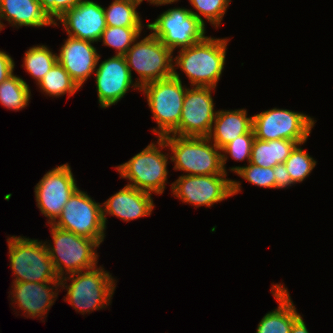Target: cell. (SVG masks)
I'll list each match as a JSON object with an SVG mask.
<instances>
[{"label": "cell", "instance_id": "25", "mask_svg": "<svg viewBox=\"0 0 333 333\" xmlns=\"http://www.w3.org/2000/svg\"><path fill=\"white\" fill-rule=\"evenodd\" d=\"M31 99V89L26 80L14 73L0 83V104L6 109L19 111L26 108Z\"/></svg>", "mask_w": 333, "mask_h": 333}, {"label": "cell", "instance_id": "11", "mask_svg": "<svg viewBox=\"0 0 333 333\" xmlns=\"http://www.w3.org/2000/svg\"><path fill=\"white\" fill-rule=\"evenodd\" d=\"M252 116L255 138L264 141L286 139L306 143L317 122L306 113L277 107Z\"/></svg>", "mask_w": 333, "mask_h": 333}, {"label": "cell", "instance_id": "31", "mask_svg": "<svg viewBox=\"0 0 333 333\" xmlns=\"http://www.w3.org/2000/svg\"><path fill=\"white\" fill-rule=\"evenodd\" d=\"M229 170L247 182L262 188L275 189V175L273 167L264 168L252 163L244 166H233Z\"/></svg>", "mask_w": 333, "mask_h": 333}, {"label": "cell", "instance_id": "26", "mask_svg": "<svg viewBox=\"0 0 333 333\" xmlns=\"http://www.w3.org/2000/svg\"><path fill=\"white\" fill-rule=\"evenodd\" d=\"M40 91L49 97L73 96L81 88L69 73L57 62L37 84Z\"/></svg>", "mask_w": 333, "mask_h": 333}, {"label": "cell", "instance_id": "19", "mask_svg": "<svg viewBox=\"0 0 333 333\" xmlns=\"http://www.w3.org/2000/svg\"><path fill=\"white\" fill-rule=\"evenodd\" d=\"M151 193L125 185L102 204V217L107 228V215L124 222L147 217L152 214L155 204Z\"/></svg>", "mask_w": 333, "mask_h": 333}, {"label": "cell", "instance_id": "8", "mask_svg": "<svg viewBox=\"0 0 333 333\" xmlns=\"http://www.w3.org/2000/svg\"><path fill=\"white\" fill-rule=\"evenodd\" d=\"M227 175H180L170 184L171 192L184 204L209 208L241 192V182Z\"/></svg>", "mask_w": 333, "mask_h": 333}, {"label": "cell", "instance_id": "5", "mask_svg": "<svg viewBox=\"0 0 333 333\" xmlns=\"http://www.w3.org/2000/svg\"><path fill=\"white\" fill-rule=\"evenodd\" d=\"M6 240L12 282H60L44 241L16 235Z\"/></svg>", "mask_w": 333, "mask_h": 333}, {"label": "cell", "instance_id": "24", "mask_svg": "<svg viewBox=\"0 0 333 333\" xmlns=\"http://www.w3.org/2000/svg\"><path fill=\"white\" fill-rule=\"evenodd\" d=\"M142 2V0H114L108 7L103 6L106 26L147 27L142 21L140 12L137 11Z\"/></svg>", "mask_w": 333, "mask_h": 333}, {"label": "cell", "instance_id": "13", "mask_svg": "<svg viewBox=\"0 0 333 333\" xmlns=\"http://www.w3.org/2000/svg\"><path fill=\"white\" fill-rule=\"evenodd\" d=\"M77 182L69 163L57 165L44 174L34 188L36 206L47 218V224H53L78 189Z\"/></svg>", "mask_w": 333, "mask_h": 333}, {"label": "cell", "instance_id": "21", "mask_svg": "<svg viewBox=\"0 0 333 333\" xmlns=\"http://www.w3.org/2000/svg\"><path fill=\"white\" fill-rule=\"evenodd\" d=\"M270 291L278 307L263 316L256 333H290L293 323L301 314L297 312L288 288L283 283L273 284Z\"/></svg>", "mask_w": 333, "mask_h": 333}, {"label": "cell", "instance_id": "35", "mask_svg": "<svg viewBox=\"0 0 333 333\" xmlns=\"http://www.w3.org/2000/svg\"><path fill=\"white\" fill-rule=\"evenodd\" d=\"M15 62L11 55L0 50V83L14 73Z\"/></svg>", "mask_w": 333, "mask_h": 333}, {"label": "cell", "instance_id": "30", "mask_svg": "<svg viewBox=\"0 0 333 333\" xmlns=\"http://www.w3.org/2000/svg\"><path fill=\"white\" fill-rule=\"evenodd\" d=\"M304 144L305 143L297 144L284 162L295 184L302 183L306 180L317 164V161L301 147Z\"/></svg>", "mask_w": 333, "mask_h": 333}, {"label": "cell", "instance_id": "12", "mask_svg": "<svg viewBox=\"0 0 333 333\" xmlns=\"http://www.w3.org/2000/svg\"><path fill=\"white\" fill-rule=\"evenodd\" d=\"M52 225L76 235L96 240L100 245L106 236L102 204L96 202L87 192L79 188L72 194L61 215Z\"/></svg>", "mask_w": 333, "mask_h": 333}, {"label": "cell", "instance_id": "20", "mask_svg": "<svg viewBox=\"0 0 333 333\" xmlns=\"http://www.w3.org/2000/svg\"><path fill=\"white\" fill-rule=\"evenodd\" d=\"M11 27H56L54 18L41 6L38 0H0V24L3 20Z\"/></svg>", "mask_w": 333, "mask_h": 333}, {"label": "cell", "instance_id": "3", "mask_svg": "<svg viewBox=\"0 0 333 333\" xmlns=\"http://www.w3.org/2000/svg\"><path fill=\"white\" fill-rule=\"evenodd\" d=\"M155 142H150L127 162L114 168L120 178L128 179L129 183L126 185L151 194L162 195L168 183L167 164L170 162L168 161L170 152H163V149L167 150V146L162 138L157 137Z\"/></svg>", "mask_w": 333, "mask_h": 333}, {"label": "cell", "instance_id": "10", "mask_svg": "<svg viewBox=\"0 0 333 333\" xmlns=\"http://www.w3.org/2000/svg\"><path fill=\"white\" fill-rule=\"evenodd\" d=\"M146 25L173 53L177 48L190 47L207 36L206 25L185 7L170 8Z\"/></svg>", "mask_w": 333, "mask_h": 333}, {"label": "cell", "instance_id": "7", "mask_svg": "<svg viewBox=\"0 0 333 333\" xmlns=\"http://www.w3.org/2000/svg\"><path fill=\"white\" fill-rule=\"evenodd\" d=\"M50 226L53 239L44 241L59 278L96 267L100 244L96 240Z\"/></svg>", "mask_w": 333, "mask_h": 333}, {"label": "cell", "instance_id": "4", "mask_svg": "<svg viewBox=\"0 0 333 333\" xmlns=\"http://www.w3.org/2000/svg\"><path fill=\"white\" fill-rule=\"evenodd\" d=\"M171 151L173 170L182 175L226 174L222 165L221 150L208 137H182L169 134L161 137Z\"/></svg>", "mask_w": 333, "mask_h": 333}, {"label": "cell", "instance_id": "17", "mask_svg": "<svg viewBox=\"0 0 333 333\" xmlns=\"http://www.w3.org/2000/svg\"><path fill=\"white\" fill-rule=\"evenodd\" d=\"M10 304L19 308L27 318H40L43 322L55 303L60 290V282H12ZM59 288V290H58ZM59 291V292H58ZM17 304V305H16ZM46 315V316H45ZM44 317V318H43Z\"/></svg>", "mask_w": 333, "mask_h": 333}, {"label": "cell", "instance_id": "34", "mask_svg": "<svg viewBox=\"0 0 333 333\" xmlns=\"http://www.w3.org/2000/svg\"><path fill=\"white\" fill-rule=\"evenodd\" d=\"M273 171L275 175V189H285L295 185L284 163L275 165Z\"/></svg>", "mask_w": 333, "mask_h": 333}, {"label": "cell", "instance_id": "18", "mask_svg": "<svg viewBox=\"0 0 333 333\" xmlns=\"http://www.w3.org/2000/svg\"><path fill=\"white\" fill-rule=\"evenodd\" d=\"M93 44L91 41L68 36L57 53V62L80 88L95 73L97 67L100 54Z\"/></svg>", "mask_w": 333, "mask_h": 333}, {"label": "cell", "instance_id": "16", "mask_svg": "<svg viewBox=\"0 0 333 333\" xmlns=\"http://www.w3.org/2000/svg\"><path fill=\"white\" fill-rule=\"evenodd\" d=\"M58 24L64 27L67 36L94 43H98L107 27L103 6L92 0H81L56 20L57 27Z\"/></svg>", "mask_w": 333, "mask_h": 333}, {"label": "cell", "instance_id": "32", "mask_svg": "<svg viewBox=\"0 0 333 333\" xmlns=\"http://www.w3.org/2000/svg\"><path fill=\"white\" fill-rule=\"evenodd\" d=\"M255 139L253 128L246 134L238 136L230 143L225 145L221 149L222 165L225 173L227 174V168L225 167L228 158H232L235 161H244L247 163L251 160L252 144Z\"/></svg>", "mask_w": 333, "mask_h": 333}, {"label": "cell", "instance_id": "33", "mask_svg": "<svg viewBox=\"0 0 333 333\" xmlns=\"http://www.w3.org/2000/svg\"><path fill=\"white\" fill-rule=\"evenodd\" d=\"M41 6L54 18L56 21L66 11L76 7L81 0H38Z\"/></svg>", "mask_w": 333, "mask_h": 333}, {"label": "cell", "instance_id": "6", "mask_svg": "<svg viewBox=\"0 0 333 333\" xmlns=\"http://www.w3.org/2000/svg\"><path fill=\"white\" fill-rule=\"evenodd\" d=\"M180 76L177 70H173L172 77L149 82L140 88L147 99L152 119L157 123L152 132L158 138L171 134L179 125L188 88L182 85Z\"/></svg>", "mask_w": 333, "mask_h": 333}, {"label": "cell", "instance_id": "28", "mask_svg": "<svg viewBox=\"0 0 333 333\" xmlns=\"http://www.w3.org/2000/svg\"><path fill=\"white\" fill-rule=\"evenodd\" d=\"M144 27H106L98 42L115 50V55L124 56L141 36Z\"/></svg>", "mask_w": 333, "mask_h": 333}, {"label": "cell", "instance_id": "29", "mask_svg": "<svg viewBox=\"0 0 333 333\" xmlns=\"http://www.w3.org/2000/svg\"><path fill=\"white\" fill-rule=\"evenodd\" d=\"M232 0H189L190 5L194 8L190 12L197 17L203 24L209 22L215 29L221 27L222 20L226 14ZM205 18V20H204Z\"/></svg>", "mask_w": 333, "mask_h": 333}, {"label": "cell", "instance_id": "15", "mask_svg": "<svg viewBox=\"0 0 333 333\" xmlns=\"http://www.w3.org/2000/svg\"><path fill=\"white\" fill-rule=\"evenodd\" d=\"M100 59L101 54L94 76L98 104L101 109L117 104L130 91V88L140 92V87L131 76L125 56L113 55L99 64Z\"/></svg>", "mask_w": 333, "mask_h": 333}, {"label": "cell", "instance_id": "9", "mask_svg": "<svg viewBox=\"0 0 333 333\" xmlns=\"http://www.w3.org/2000/svg\"><path fill=\"white\" fill-rule=\"evenodd\" d=\"M140 38L124 55L132 78L133 70L138 74V86L172 77L174 53L152 33Z\"/></svg>", "mask_w": 333, "mask_h": 333}, {"label": "cell", "instance_id": "1", "mask_svg": "<svg viewBox=\"0 0 333 333\" xmlns=\"http://www.w3.org/2000/svg\"><path fill=\"white\" fill-rule=\"evenodd\" d=\"M229 38L206 36L190 47L177 50L173 70L180 69L190 86L216 88L226 62Z\"/></svg>", "mask_w": 333, "mask_h": 333}, {"label": "cell", "instance_id": "22", "mask_svg": "<svg viewBox=\"0 0 333 333\" xmlns=\"http://www.w3.org/2000/svg\"><path fill=\"white\" fill-rule=\"evenodd\" d=\"M247 109L217 110L208 138L221 150L238 136L252 129L253 116Z\"/></svg>", "mask_w": 333, "mask_h": 333}, {"label": "cell", "instance_id": "27", "mask_svg": "<svg viewBox=\"0 0 333 333\" xmlns=\"http://www.w3.org/2000/svg\"><path fill=\"white\" fill-rule=\"evenodd\" d=\"M47 45H33L24 54L22 67L35 80L36 85L57 63V53Z\"/></svg>", "mask_w": 333, "mask_h": 333}, {"label": "cell", "instance_id": "14", "mask_svg": "<svg viewBox=\"0 0 333 333\" xmlns=\"http://www.w3.org/2000/svg\"><path fill=\"white\" fill-rule=\"evenodd\" d=\"M216 88L189 86L178 127L171 133L182 137H208L217 111L212 93Z\"/></svg>", "mask_w": 333, "mask_h": 333}, {"label": "cell", "instance_id": "2", "mask_svg": "<svg viewBox=\"0 0 333 333\" xmlns=\"http://www.w3.org/2000/svg\"><path fill=\"white\" fill-rule=\"evenodd\" d=\"M116 282V278L100 265L61 278L60 288L67 291L64 301L84 315L111 305Z\"/></svg>", "mask_w": 333, "mask_h": 333}, {"label": "cell", "instance_id": "36", "mask_svg": "<svg viewBox=\"0 0 333 333\" xmlns=\"http://www.w3.org/2000/svg\"><path fill=\"white\" fill-rule=\"evenodd\" d=\"M147 2L150 3V5H155V6H162V5H168V4H173L175 2H178L180 0H146Z\"/></svg>", "mask_w": 333, "mask_h": 333}, {"label": "cell", "instance_id": "23", "mask_svg": "<svg viewBox=\"0 0 333 333\" xmlns=\"http://www.w3.org/2000/svg\"><path fill=\"white\" fill-rule=\"evenodd\" d=\"M298 143L292 140H260L255 138L252 144L250 163L264 168L284 163Z\"/></svg>", "mask_w": 333, "mask_h": 333}]
</instances>
